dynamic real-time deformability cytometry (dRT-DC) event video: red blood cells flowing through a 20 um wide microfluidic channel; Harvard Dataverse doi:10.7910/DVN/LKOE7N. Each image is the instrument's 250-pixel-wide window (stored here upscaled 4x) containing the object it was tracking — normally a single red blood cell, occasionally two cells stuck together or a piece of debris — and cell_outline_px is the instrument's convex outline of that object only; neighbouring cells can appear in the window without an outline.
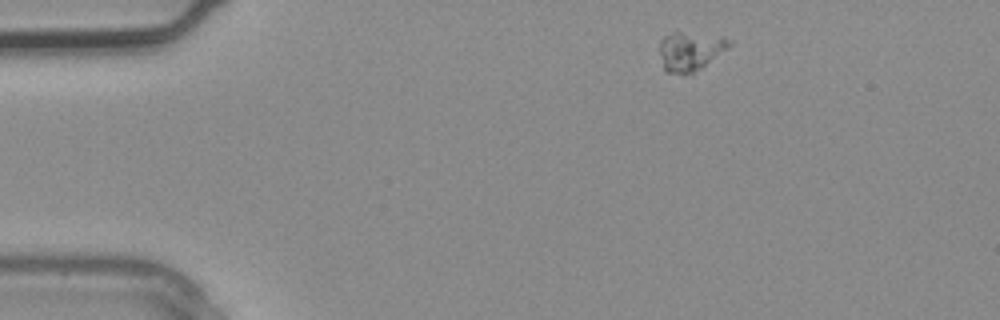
{"species": "common noctule bat (a hibernating species)", "species_latin": "Nyctalus noctula", "temperature_condition": "warm", "stored_images_in_passage": 3, "camera_frame_rate_fps": 3000, "um_per_image_px": 0.085, "animal": {"sex": "male", "body_mass_g": 20.4}, "frame": {"image": 1, "passage_image": 3, "time_ms": 0.667, "image_size_px": [1000, 320], "cell_outline_px": [[732, 44], [700, 68], [684, 76], [664, 72], [660, 52], [660, 40], [664, 36], [672, 32], [680, 32], [728, 40]], "centroid_in_image_um": [58.55, 4.4], "position_along_channel_um": 26.4, "area_um2": 15.14}}